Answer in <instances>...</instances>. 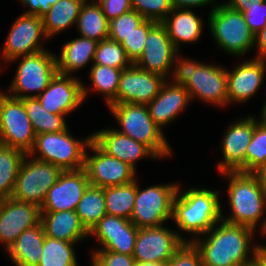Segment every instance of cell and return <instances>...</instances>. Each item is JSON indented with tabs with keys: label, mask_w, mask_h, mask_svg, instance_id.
Wrapping results in <instances>:
<instances>
[{
	"label": "cell",
	"mask_w": 266,
	"mask_h": 266,
	"mask_svg": "<svg viewBox=\"0 0 266 266\" xmlns=\"http://www.w3.org/2000/svg\"><path fill=\"white\" fill-rule=\"evenodd\" d=\"M255 232L249 227L221 220L202 235L203 238L197 237L192 242L198 248L204 266H249L258 258L260 248V244L253 241Z\"/></svg>",
	"instance_id": "cell-1"
},
{
	"label": "cell",
	"mask_w": 266,
	"mask_h": 266,
	"mask_svg": "<svg viewBox=\"0 0 266 266\" xmlns=\"http://www.w3.org/2000/svg\"><path fill=\"white\" fill-rule=\"evenodd\" d=\"M221 175L229 180L227 196L231 208V215L226 217L222 213V220L255 231L259 225L261 235L266 236V217H263L266 216V192L258 175L241 171H227Z\"/></svg>",
	"instance_id": "cell-2"
},
{
	"label": "cell",
	"mask_w": 266,
	"mask_h": 266,
	"mask_svg": "<svg viewBox=\"0 0 266 266\" xmlns=\"http://www.w3.org/2000/svg\"><path fill=\"white\" fill-rule=\"evenodd\" d=\"M178 186L173 200L172 219L181 233L192 234L189 241L204 235L217 222L222 220V205L219 200V191L208 188H189L180 192Z\"/></svg>",
	"instance_id": "cell-3"
},
{
	"label": "cell",
	"mask_w": 266,
	"mask_h": 266,
	"mask_svg": "<svg viewBox=\"0 0 266 266\" xmlns=\"http://www.w3.org/2000/svg\"><path fill=\"white\" fill-rule=\"evenodd\" d=\"M176 78L188 91L191 101L198 98L221 108L228 106L225 67L181 57Z\"/></svg>",
	"instance_id": "cell-4"
},
{
	"label": "cell",
	"mask_w": 266,
	"mask_h": 266,
	"mask_svg": "<svg viewBox=\"0 0 266 266\" xmlns=\"http://www.w3.org/2000/svg\"><path fill=\"white\" fill-rule=\"evenodd\" d=\"M108 107L121 127L118 132L146 145L158 158L172 156L170 144L150 117L147 105L120 103Z\"/></svg>",
	"instance_id": "cell-5"
},
{
	"label": "cell",
	"mask_w": 266,
	"mask_h": 266,
	"mask_svg": "<svg viewBox=\"0 0 266 266\" xmlns=\"http://www.w3.org/2000/svg\"><path fill=\"white\" fill-rule=\"evenodd\" d=\"M91 141L92 134L84 140H78L68 128L61 132L41 133L36 135L28 158L52 163L63 171L80 170L84 168L85 153ZM36 152L39 153L37 157Z\"/></svg>",
	"instance_id": "cell-6"
},
{
	"label": "cell",
	"mask_w": 266,
	"mask_h": 266,
	"mask_svg": "<svg viewBox=\"0 0 266 266\" xmlns=\"http://www.w3.org/2000/svg\"><path fill=\"white\" fill-rule=\"evenodd\" d=\"M208 25L214 41L224 52L238 57L254 48L255 34L242 12L224 3L217 4L208 15Z\"/></svg>",
	"instance_id": "cell-7"
},
{
	"label": "cell",
	"mask_w": 266,
	"mask_h": 266,
	"mask_svg": "<svg viewBox=\"0 0 266 266\" xmlns=\"http://www.w3.org/2000/svg\"><path fill=\"white\" fill-rule=\"evenodd\" d=\"M16 60L19 63L8 88L9 93H7L15 98L23 99L39 96L58 73L56 55L47 51L46 48L35 54L16 58L11 62ZM33 92L37 93L32 94Z\"/></svg>",
	"instance_id": "cell-8"
},
{
	"label": "cell",
	"mask_w": 266,
	"mask_h": 266,
	"mask_svg": "<svg viewBox=\"0 0 266 266\" xmlns=\"http://www.w3.org/2000/svg\"><path fill=\"white\" fill-rule=\"evenodd\" d=\"M179 184H159L141 189L136 179V198L130 221L137 228H156L172 219L173 200Z\"/></svg>",
	"instance_id": "cell-9"
},
{
	"label": "cell",
	"mask_w": 266,
	"mask_h": 266,
	"mask_svg": "<svg viewBox=\"0 0 266 266\" xmlns=\"http://www.w3.org/2000/svg\"><path fill=\"white\" fill-rule=\"evenodd\" d=\"M26 154L17 174L12 199L34 204L41 208L49 189L57 182L63 170L49 162Z\"/></svg>",
	"instance_id": "cell-10"
},
{
	"label": "cell",
	"mask_w": 266,
	"mask_h": 266,
	"mask_svg": "<svg viewBox=\"0 0 266 266\" xmlns=\"http://www.w3.org/2000/svg\"><path fill=\"white\" fill-rule=\"evenodd\" d=\"M35 137L22 99L0 90V143L29 154Z\"/></svg>",
	"instance_id": "cell-11"
},
{
	"label": "cell",
	"mask_w": 266,
	"mask_h": 266,
	"mask_svg": "<svg viewBox=\"0 0 266 266\" xmlns=\"http://www.w3.org/2000/svg\"><path fill=\"white\" fill-rule=\"evenodd\" d=\"M145 43L143 53L134 64L166 79H169L170 75L171 79L176 78L181 56L170 40L165 25L156 23L149 30Z\"/></svg>",
	"instance_id": "cell-12"
},
{
	"label": "cell",
	"mask_w": 266,
	"mask_h": 266,
	"mask_svg": "<svg viewBox=\"0 0 266 266\" xmlns=\"http://www.w3.org/2000/svg\"><path fill=\"white\" fill-rule=\"evenodd\" d=\"M87 150L93 154H89ZM87 150L84 169L90 185L105 188L128 184L136 180V170L133 167L108 155L93 140Z\"/></svg>",
	"instance_id": "cell-13"
},
{
	"label": "cell",
	"mask_w": 266,
	"mask_h": 266,
	"mask_svg": "<svg viewBox=\"0 0 266 266\" xmlns=\"http://www.w3.org/2000/svg\"><path fill=\"white\" fill-rule=\"evenodd\" d=\"M47 40L43 29V21L37 15L22 14L13 25L2 45L0 57L6 63L25 55L35 54L45 50L42 40Z\"/></svg>",
	"instance_id": "cell-14"
},
{
	"label": "cell",
	"mask_w": 266,
	"mask_h": 266,
	"mask_svg": "<svg viewBox=\"0 0 266 266\" xmlns=\"http://www.w3.org/2000/svg\"><path fill=\"white\" fill-rule=\"evenodd\" d=\"M166 226L139 228L133 257L139 262L166 263L189 238Z\"/></svg>",
	"instance_id": "cell-15"
},
{
	"label": "cell",
	"mask_w": 266,
	"mask_h": 266,
	"mask_svg": "<svg viewBox=\"0 0 266 266\" xmlns=\"http://www.w3.org/2000/svg\"><path fill=\"white\" fill-rule=\"evenodd\" d=\"M255 125L256 119L250 115L230 123L221 141L223 158L217 165L220 173L227 171L246 173V149L252 140Z\"/></svg>",
	"instance_id": "cell-16"
},
{
	"label": "cell",
	"mask_w": 266,
	"mask_h": 266,
	"mask_svg": "<svg viewBox=\"0 0 266 266\" xmlns=\"http://www.w3.org/2000/svg\"><path fill=\"white\" fill-rule=\"evenodd\" d=\"M167 79L135 64L123 69L116 93V104H149Z\"/></svg>",
	"instance_id": "cell-17"
},
{
	"label": "cell",
	"mask_w": 266,
	"mask_h": 266,
	"mask_svg": "<svg viewBox=\"0 0 266 266\" xmlns=\"http://www.w3.org/2000/svg\"><path fill=\"white\" fill-rule=\"evenodd\" d=\"M36 98L47 112L67 116L84 102L83 83L75 76L57 73Z\"/></svg>",
	"instance_id": "cell-18"
},
{
	"label": "cell",
	"mask_w": 266,
	"mask_h": 266,
	"mask_svg": "<svg viewBox=\"0 0 266 266\" xmlns=\"http://www.w3.org/2000/svg\"><path fill=\"white\" fill-rule=\"evenodd\" d=\"M41 221L38 206L12 198L0 199V243L7 251L18 236Z\"/></svg>",
	"instance_id": "cell-19"
},
{
	"label": "cell",
	"mask_w": 266,
	"mask_h": 266,
	"mask_svg": "<svg viewBox=\"0 0 266 266\" xmlns=\"http://www.w3.org/2000/svg\"><path fill=\"white\" fill-rule=\"evenodd\" d=\"M90 185L86 170L63 171L49 189L40 208L41 212L76 210L79 201Z\"/></svg>",
	"instance_id": "cell-20"
},
{
	"label": "cell",
	"mask_w": 266,
	"mask_h": 266,
	"mask_svg": "<svg viewBox=\"0 0 266 266\" xmlns=\"http://www.w3.org/2000/svg\"><path fill=\"white\" fill-rule=\"evenodd\" d=\"M266 75V58L255 57L242 61L231 72L227 70L228 105L245 103L261 87Z\"/></svg>",
	"instance_id": "cell-21"
},
{
	"label": "cell",
	"mask_w": 266,
	"mask_h": 266,
	"mask_svg": "<svg viewBox=\"0 0 266 266\" xmlns=\"http://www.w3.org/2000/svg\"><path fill=\"white\" fill-rule=\"evenodd\" d=\"M138 229L126 218L105 215L89 236L96 237L102 250L133 255Z\"/></svg>",
	"instance_id": "cell-22"
},
{
	"label": "cell",
	"mask_w": 266,
	"mask_h": 266,
	"mask_svg": "<svg viewBox=\"0 0 266 266\" xmlns=\"http://www.w3.org/2000/svg\"><path fill=\"white\" fill-rule=\"evenodd\" d=\"M169 82L167 79L159 94L147 104L150 117L162 131L192 102L188 91L177 78Z\"/></svg>",
	"instance_id": "cell-23"
},
{
	"label": "cell",
	"mask_w": 266,
	"mask_h": 266,
	"mask_svg": "<svg viewBox=\"0 0 266 266\" xmlns=\"http://www.w3.org/2000/svg\"><path fill=\"white\" fill-rule=\"evenodd\" d=\"M92 140L108 155L115 157L136 170V162L151 157L159 159L146 145L123 135L115 128L98 130L92 133Z\"/></svg>",
	"instance_id": "cell-24"
},
{
	"label": "cell",
	"mask_w": 266,
	"mask_h": 266,
	"mask_svg": "<svg viewBox=\"0 0 266 266\" xmlns=\"http://www.w3.org/2000/svg\"><path fill=\"white\" fill-rule=\"evenodd\" d=\"M40 222L50 238L78 243L89 237L75 210L41 212Z\"/></svg>",
	"instance_id": "cell-25"
},
{
	"label": "cell",
	"mask_w": 266,
	"mask_h": 266,
	"mask_svg": "<svg viewBox=\"0 0 266 266\" xmlns=\"http://www.w3.org/2000/svg\"><path fill=\"white\" fill-rule=\"evenodd\" d=\"M173 45L198 42L203 33V20L191 8H173L162 22Z\"/></svg>",
	"instance_id": "cell-26"
},
{
	"label": "cell",
	"mask_w": 266,
	"mask_h": 266,
	"mask_svg": "<svg viewBox=\"0 0 266 266\" xmlns=\"http://www.w3.org/2000/svg\"><path fill=\"white\" fill-rule=\"evenodd\" d=\"M42 223L24 230L6 251L15 266H38L45 240Z\"/></svg>",
	"instance_id": "cell-27"
},
{
	"label": "cell",
	"mask_w": 266,
	"mask_h": 266,
	"mask_svg": "<svg viewBox=\"0 0 266 266\" xmlns=\"http://www.w3.org/2000/svg\"><path fill=\"white\" fill-rule=\"evenodd\" d=\"M98 42L85 37H76L62 46L61 54L56 56L57 72L72 75L94 60Z\"/></svg>",
	"instance_id": "cell-28"
},
{
	"label": "cell",
	"mask_w": 266,
	"mask_h": 266,
	"mask_svg": "<svg viewBox=\"0 0 266 266\" xmlns=\"http://www.w3.org/2000/svg\"><path fill=\"white\" fill-rule=\"evenodd\" d=\"M86 0H58L42 17L46 37L60 34L77 22L81 7Z\"/></svg>",
	"instance_id": "cell-29"
},
{
	"label": "cell",
	"mask_w": 266,
	"mask_h": 266,
	"mask_svg": "<svg viewBox=\"0 0 266 266\" xmlns=\"http://www.w3.org/2000/svg\"><path fill=\"white\" fill-rule=\"evenodd\" d=\"M76 27L79 36L100 42L109 35V21L102 12L101 6L96 0H86L81 7L77 18Z\"/></svg>",
	"instance_id": "cell-30"
},
{
	"label": "cell",
	"mask_w": 266,
	"mask_h": 266,
	"mask_svg": "<svg viewBox=\"0 0 266 266\" xmlns=\"http://www.w3.org/2000/svg\"><path fill=\"white\" fill-rule=\"evenodd\" d=\"M89 74L92 87L88 90L83 84L84 100H86L87 94H89L88 92L92 90L104 95L107 106L116 104V93L119 87L122 69L92 64Z\"/></svg>",
	"instance_id": "cell-31"
},
{
	"label": "cell",
	"mask_w": 266,
	"mask_h": 266,
	"mask_svg": "<svg viewBox=\"0 0 266 266\" xmlns=\"http://www.w3.org/2000/svg\"><path fill=\"white\" fill-rule=\"evenodd\" d=\"M25 156L23 151L0 143V199L11 198Z\"/></svg>",
	"instance_id": "cell-32"
},
{
	"label": "cell",
	"mask_w": 266,
	"mask_h": 266,
	"mask_svg": "<svg viewBox=\"0 0 266 266\" xmlns=\"http://www.w3.org/2000/svg\"><path fill=\"white\" fill-rule=\"evenodd\" d=\"M136 198V180L131 183L104 188L106 215L130 220Z\"/></svg>",
	"instance_id": "cell-33"
},
{
	"label": "cell",
	"mask_w": 266,
	"mask_h": 266,
	"mask_svg": "<svg viewBox=\"0 0 266 266\" xmlns=\"http://www.w3.org/2000/svg\"><path fill=\"white\" fill-rule=\"evenodd\" d=\"M81 223L90 233L106 215L104 188L89 185L76 207Z\"/></svg>",
	"instance_id": "cell-34"
},
{
	"label": "cell",
	"mask_w": 266,
	"mask_h": 266,
	"mask_svg": "<svg viewBox=\"0 0 266 266\" xmlns=\"http://www.w3.org/2000/svg\"><path fill=\"white\" fill-rule=\"evenodd\" d=\"M35 135L66 130V117L47 112L36 97L22 99Z\"/></svg>",
	"instance_id": "cell-35"
},
{
	"label": "cell",
	"mask_w": 266,
	"mask_h": 266,
	"mask_svg": "<svg viewBox=\"0 0 266 266\" xmlns=\"http://www.w3.org/2000/svg\"><path fill=\"white\" fill-rule=\"evenodd\" d=\"M74 244L45 236L38 266H78Z\"/></svg>",
	"instance_id": "cell-36"
},
{
	"label": "cell",
	"mask_w": 266,
	"mask_h": 266,
	"mask_svg": "<svg viewBox=\"0 0 266 266\" xmlns=\"http://www.w3.org/2000/svg\"><path fill=\"white\" fill-rule=\"evenodd\" d=\"M266 165V123L256 119L254 134L246 149V173H257Z\"/></svg>",
	"instance_id": "cell-37"
},
{
	"label": "cell",
	"mask_w": 266,
	"mask_h": 266,
	"mask_svg": "<svg viewBox=\"0 0 266 266\" xmlns=\"http://www.w3.org/2000/svg\"><path fill=\"white\" fill-rule=\"evenodd\" d=\"M93 64L106 65L122 70L132 65L121 43L110 38L98 42Z\"/></svg>",
	"instance_id": "cell-38"
},
{
	"label": "cell",
	"mask_w": 266,
	"mask_h": 266,
	"mask_svg": "<svg viewBox=\"0 0 266 266\" xmlns=\"http://www.w3.org/2000/svg\"><path fill=\"white\" fill-rule=\"evenodd\" d=\"M156 23L157 22L145 19L121 42V45L132 64H134L143 53L148 32Z\"/></svg>",
	"instance_id": "cell-39"
},
{
	"label": "cell",
	"mask_w": 266,
	"mask_h": 266,
	"mask_svg": "<svg viewBox=\"0 0 266 266\" xmlns=\"http://www.w3.org/2000/svg\"><path fill=\"white\" fill-rule=\"evenodd\" d=\"M145 19L134 9L109 22L108 38L121 43Z\"/></svg>",
	"instance_id": "cell-40"
},
{
	"label": "cell",
	"mask_w": 266,
	"mask_h": 266,
	"mask_svg": "<svg viewBox=\"0 0 266 266\" xmlns=\"http://www.w3.org/2000/svg\"><path fill=\"white\" fill-rule=\"evenodd\" d=\"M131 7L144 19L162 23L173 7L170 0H131Z\"/></svg>",
	"instance_id": "cell-41"
},
{
	"label": "cell",
	"mask_w": 266,
	"mask_h": 266,
	"mask_svg": "<svg viewBox=\"0 0 266 266\" xmlns=\"http://www.w3.org/2000/svg\"><path fill=\"white\" fill-rule=\"evenodd\" d=\"M166 266H204L198 248L192 241L184 243L175 254L166 262Z\"/></svg>",
	"instance_id": "cell-42"
},
{
	"label": "cell",
	"mask_w": 266,
	"mask_h": 266,
	"mask_svg": "<svg viewBox=\"0 0 266 266\" xmlns=\"http://www.w3.org/2000/svg\"><path fill=\"white\" fill-rule=\"evenodd\" d=\"M92 266H135L136 260L132 255L115 253L110 250L92 251Z\"/></svg>",
	"instance_id": "cell-43"
},
{
	"label": "cell",
	"mask_w": 266,
	"mask_h": 266,
	"mask_svg": "<svg viewBox=\"0 0 266 266\" xmlns=\"http://www.w3.org/2000/svg\"><path fill=\"white\" fill-rule=\"evenodd\" d=\"M250 30L256 34L266 25V0L242 12Z\"/></svg>",
	"instance_id": "cell-44"
},
{
	"label": "cell",
	"mask_w": 266,
	"mask_h": 266,
	"mask_svg": "<svg viewBox=\"0 0 266 266\" xmlns=\"http://www.w3.org/2000/svg\"><path fill=\"white\" fill-rule=\"evenodd\" d=\"M101 6L102 12L106 19L111 20L118 18L125 12L132 10L131 0H96Z\"/></svg>",
	"instance_id": "cell-45"
},
{
	"label": "cell",
	"mask_w": 266,
	"mask_h": 266,
	"mask_svg": "<svg viewBox=\"0 0 266 266\" xmlns=\"http://www.w3.org/2000/svg\"><path fill=\"white\" fill-rule=\"evenodd\" d=\"M25 7L29 8L23 14L25 15H37L38 17H43L47 14L52 5H54L58 0H19Z\"/></svg>",
	"instance_id": "cell-46"
},
{
	"label": "cell",
	"mask_w": 266,
	"mask_h": 266,
	"mask_svg": "<svg viewBox=\"0 0 266 266\" xmlns=\"http://www.w3.org/2000/svg\"><path fill=\"white\" fill-rule=\"evenodd\" d=\"M173 8H197L207 6L212 3V9L217 6L218 3L215 0H170Z\"/></svg>",
	"instance_id": "cell-47"
},
{
	"label": "cell",
	"mask_w": 266,
	"mask_h": 266,
	"mask_svg": "<svg viewBox=\"0 0 266 266\" xmlns=\"http://www.w3.org/2000/svg\"><path fill=\"white\" fill-rule=\"evenodd\" d=\"M257 48L256 57L266 58V25L254 36V48Z\"/></svg>",
	"instance_id": "cell-48"
},
{
	"label": "cell",
	"mask_w": 266,
	"mask_h": 266,
	"mask_svg": "<svg viewBox=\"0 0 266 266\" xmlns=\"http://www.w3.org/2000/svg\"><path fill=\"white\" fill-rule=\"evenodd\" d=\"M264 1L265 0H227V2L225 1L223 3L236 11L243 12L246 7H253Z\"/></svg>",
	"instance_id": "cell-49"
},
{
	"label": "cell",
	"mask_w": 266,
	"mask_h": 266,
	"mask_svg": "<svg viewBox=\"0 0 266 266\" xmlns=\"http://www.w3.org/2000/svg\"><path fill=\"white\" fill-rule=\"evenodd\" d=\"M260 179L261 185L266 192V165L256 173Z\"/></svg>",
	"instance_id": "cell-50"
},
{
	"label": "cell",
	"mask_w": 266,
	"mask_h": 266,
	"mask_svg": "<svg viewBox=\"0 0 266 266\" xmlns=\"http://www.w3.org/2000/svg\"><path fill=\"white\" fill-rule=\"evenodd\" d=\"M258 258L266 265V245L260 244Z\"/></svg>",
	"instance_id": "cell-51"
},
{
	"label": "cell",
	"mask_w": 266,
	"mask_h": 266,
	"mask_svg": "<svg viewBox=\"0 0 266 266\" xmlns=\"http://www.w3.org/2000/svg\"><path fill=\"white\" fill-rule=\"evenodd\" d=\"M135 266H166V263L163 262H139L136 261Z\"/></svg>",
	"instance_id": "cell-52"
},
{
	"label": "cell",
	"mask_w": 266,
	"mask_h": 266,
	"mask_svg": "<svg viewBox=\"0 0 266 266\" xmlns=\"http://www.w3.org/2000/svg\"><path fill=\"white\" fill-rule=\"evenodd\" d=\"M261 120L264 122V123H266V101H265V103H264V105H263V107H262V110H261Z\"/></svg>",
	"instance_id": "cell-53"
},
{
	"label": "cell",
	"mask_w": 266,
	"mask_h": 266,
	"mask_svg": "<svg viewBox=\"0 0 266 266\" xmlns=\"http://www.w3.org/2000/svg\"><path fill=\"white\" fill-rule=\"evenodd\" d=\"M249 266H266V265L259 258H257Z\"/></svg>",
	"instance_id": "cell-54"
}]
</instances>
